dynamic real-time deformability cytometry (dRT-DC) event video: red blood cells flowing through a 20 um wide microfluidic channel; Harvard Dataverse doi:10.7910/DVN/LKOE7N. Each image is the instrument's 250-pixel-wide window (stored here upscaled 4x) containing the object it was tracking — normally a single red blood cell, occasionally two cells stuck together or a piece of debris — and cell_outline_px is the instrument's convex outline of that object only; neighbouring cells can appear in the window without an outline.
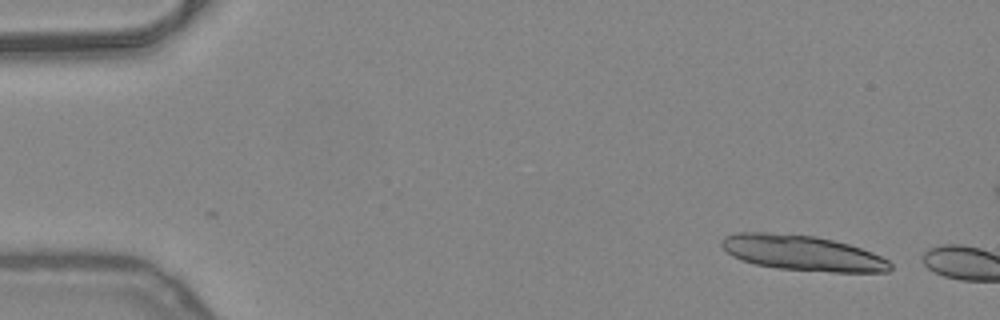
{"species": "common noctule bat (a hibernating species)", "species_latin": "Nyctalus noctula", "temperature_condition": "warm", "stored_images_in_passage": 4, "camera_frame_rate_fps": 3000, "um_per_image_px": 0.085, "animal": {"sex": "female", "body_mass_g": 24.6, "forearm_length_mm": 56.2}, "frame": {"image": 1, "passage_image": 1, "time_ms": 0.0, "image_size_px": [1000, 320], "cell_outline_px": [[892, 268], [888, 272], [832, 272], [776, 268], [756, 264], [732, 256], [720, 244], [720, 240], [724, 236], [736, 232], [768, 232], [816, 236], [848, 244], [872, 252], [888, 260], [892, 264]], "centroid_in_image_um": [68.2, 21.5], "position_along_channel_um": 16.8, "area_um2": 34.68}}